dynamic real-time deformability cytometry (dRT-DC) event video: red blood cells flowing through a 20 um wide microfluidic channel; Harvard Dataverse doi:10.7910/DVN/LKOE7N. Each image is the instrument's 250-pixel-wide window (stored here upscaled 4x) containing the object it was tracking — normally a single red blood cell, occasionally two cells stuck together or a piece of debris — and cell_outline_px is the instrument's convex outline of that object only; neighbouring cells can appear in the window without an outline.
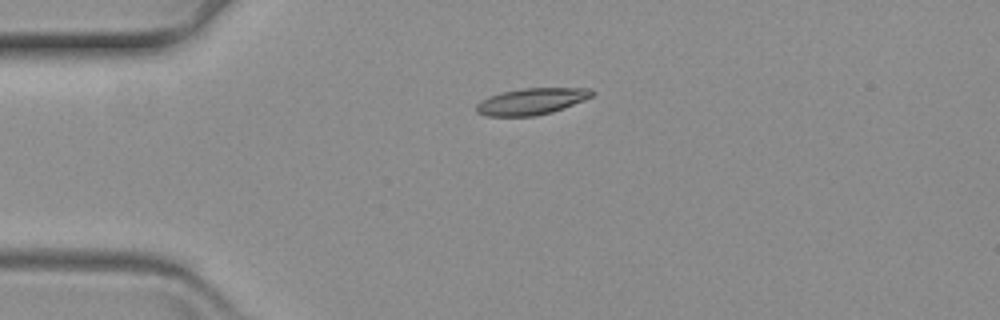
{"species": "common noctule bat (a hibernating species)", "species_latin": "Nyctalus noctula", "temperature_condition": "warm", "stored_images_in_passage": 47, "camera_frame_rate_fps": 3000, "um_per_image_px": 0.085, "animal": {"sex": "female", "body_mass_g": 19.3, "forearm_length_mm": 54.1}, "frame": {"image": 1, "passage_image": 1, "time_ms": 0.0, "image_size_px": [1000, 320], "cell_outline_px": [[596, 92], [592, 96], [584, 100], [564, 108], [552, 112], [536, 116], [488, 116], [476, 112], [476, 104], [480, 100], [488, 96], [500, 92], [524, 88], [592, 88]], "centroid_in_image_um": [45.18, 8.61], "position_along_channel_um": 39.8, "area_um2": 18.03}}
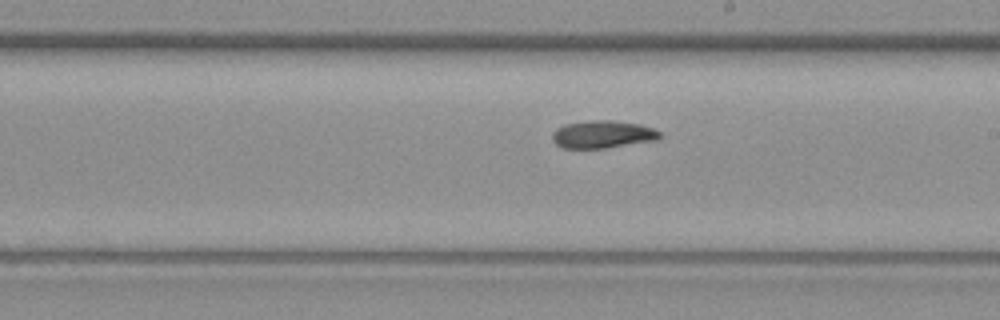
{"frame": {"image": 2, "passage_image": 21, "time_ms": 6.667, "image_size_px": [1000, 320], "cell_outline_px": [[664, 136], [656, 140], [604, 148], [560, 148], [552, 140], [552, 132], [556, 128], [564, 124], [592, 120], [608, 120], [640, 124], [652, 128], [660, 132]], "centroid_in_image_um": [51.2, 11.42], "position_along_channel_um": 237.8, "area_um2": 17.34}}
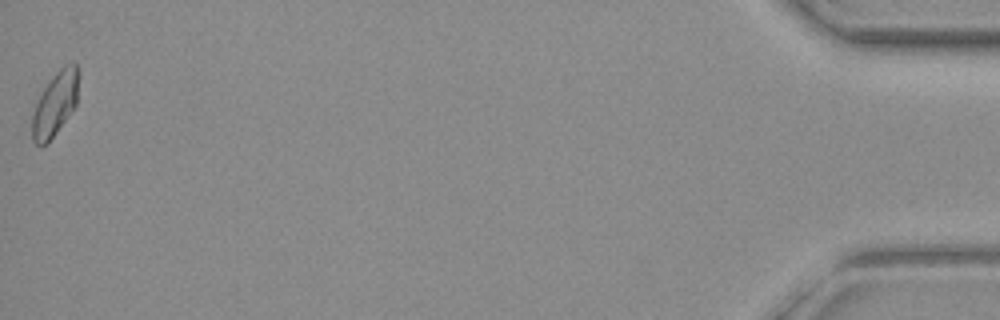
{"frame": {"image": 3, "passage_image": 47, "time_ms": 15.333, "image_size_px": [1000, 320], "cell_outline_px": [[80, 72], [76, 104], [48, 144], [36, 144], [32, 140], [32, 116], [36, 104], [44, 88], [56, 72], [64, 64], [72, 60], [76, 64]], "centroid_in_image_um": [4.71, 8.78], "position_along_channel_um": 430.5, "area_um2": 17.28}}